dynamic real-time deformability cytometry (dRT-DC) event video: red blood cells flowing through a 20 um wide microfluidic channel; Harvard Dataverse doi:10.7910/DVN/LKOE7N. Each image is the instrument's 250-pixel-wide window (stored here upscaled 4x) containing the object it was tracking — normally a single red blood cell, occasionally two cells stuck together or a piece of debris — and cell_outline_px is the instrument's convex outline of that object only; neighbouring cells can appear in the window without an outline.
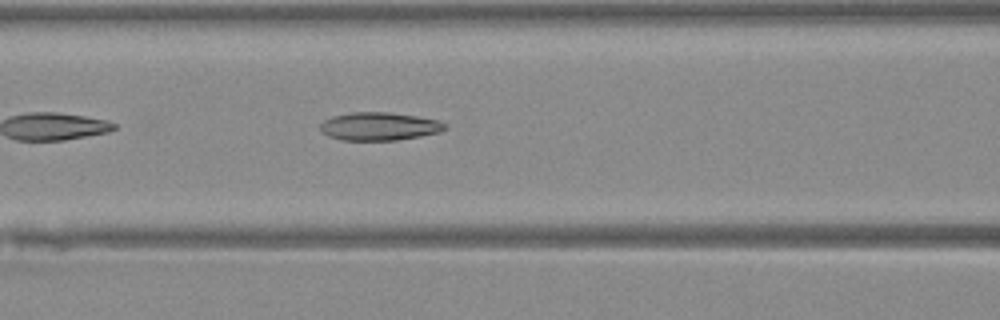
{"species": "Egyptian fruit bat (a non-hibernating species)", "species_latin": "Rousettus aegyptiacus", "temperature_condition": "warm", "stored_images_in_passage": 21, "camera_frame_rate_fps": 3000, "um_per_image_px": 0.085, "animal": {"sex": "female"}, "frame": {"image": 1, "passage_image": 7, "time_ms": 2.0, "image_size_px": [1000, 320], "cell_outline_px": [[448, 128], [440, 132], [420, 136], [396, 140], [340, 140], [328, 136], [320, 128], [320, 124], [324, 120], [332, 116], [352, 112], [388, 112], [416, 116], [436, 120], [448, 124]], "centroid_in_image_um": [32.24, 10.74], "position_along_channel_um": 134.4, "area_um2": 20.4}}
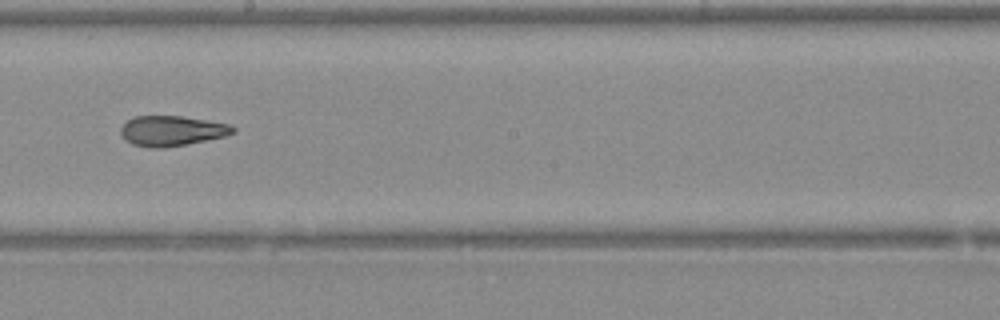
{"frame": {"image": 2, "passage_image": 14, "time_ms": 4.333, "image_size_px": [1000, 320], "cell_outline_px": [[236, 132], [224, 136], [164, 148], [148, 148], [132, 144], [120, 132], [120, 128], [128, 120], [136, 116], [180, 116], [228, 124], [236, 128]], "centroid_in_image_um": [14.59, 11.12], "position_along_channel_um": 233.6, "area_um2": 19.36}}
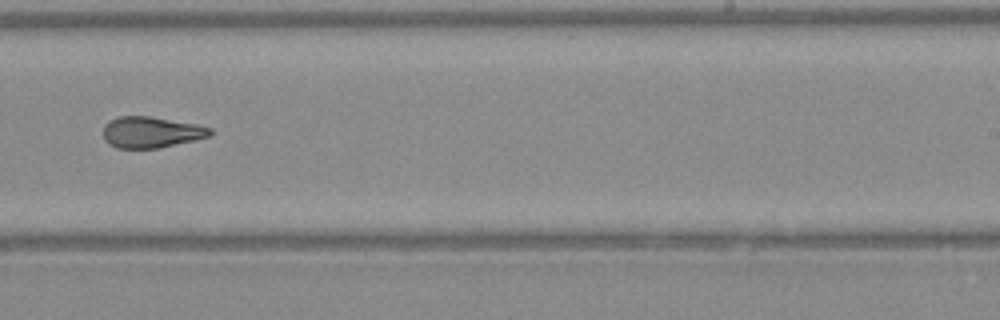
{"frame": {"image": 3, "passage_image": 17, "time_ms": 5.333, "image_size_px": [1000, 320], "cell_outline_px": [[212, 136], [196, 140], [160, 148], [116, 148], [104, 140], [104, 124], [108, 120], [120, 116], [148, 116], [196, 124], [212, 128]], "centroid_in_image_um": [12.86, 11.24], "position_along_channel_um": 276.1, "area_um2": 19.54}}